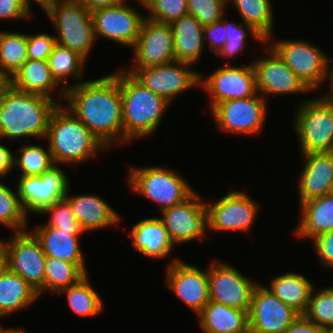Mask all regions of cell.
<instances>
[{
  "label": "cell",
  "instance_id": "obj_57",
  "mask_svg": "<svg viewBox=\"0 0 333 333\" xmlns=\"http://www.w3.org/2000/svg\"><path fill=\"white\" fill-rule=\"evenodd\" d=\"M138 1V4H141V7H145L144 4L148 1V0H136Z\"/></svg>",
  "mask_w": 333,
  "mask_h": 333
},
{
  "label": "cell",
  "instance_id": "obj_38",
  "mask_svg": "<svg viewBox=\"0 0 333 333\" xmlns=\"http://www.w3.org/2000/svg\"><path fill=\"white\" fill-rule=\"evenodd\" d=\"M0 180V224L14 232L27 230L29 216L20 204L17 191H12L3 179Z\"/></svg>",
  "mask_w": 333,
  "mask_h": 333
},
{
  "label": "cell",
  "instance_id": "obj_27",
  "mask_svg": "<svg viewBox=\"0 0 333 333\" xmlns=\"http://www.w3.org/2000/svg\"><path fill=\"white\" fill-rule=\"evenodd\" d=\"M197 318L203 333H249V317L246 310L209 301Z\"/></svg>",
  "mask_w": 333,
  "mask_h": 333
},
{
  "label": "cell",
  "instance_id": "obj_33",
  "mask_svg": "<svg viewBox=\"0 0 333 333\" xmlns=\"http://www.w3.org/2000/svg\"><path fill=\"white\" fill-rule=\"evenodd\" d=\"M44 287L38 292L39 297L44 291L58 293L76 284L88 274L86 264H73L61 259L46 257Z\"/></svg>",
  "mask_w": 333,
  "mask_h": 333
},
{
  "label": "cell",
  "instance_id": "obj_40",
  "mask_svg": "<svg viewBox=\"0 0 333 333\" xmlns=\"http://www.w3.org/2000/svg\"><path fill=\"white\" fill-rule=\"evenodd\" d=\"M245 24V27L243 26ZM251 34L250 37L260 44H266V41L254 30L249 24L246 23H235L234 21H228L225 19V35L226 40L223 47L217 52V56L222 57L223 59H230L238 55L245 49V46L248 44L246 41V36ZM247 43V44H246Z\"/></svg>",
  "mask_w": 333,
  "mask_h": 333
},
{
  "label": "cell",
  "instance_id": "obj_50",
  "mask_svg": "<svg viewBox=\"0 0 333 333\" xmlns=\"http://www.w3.org/2000/svg\"><path fill=\"white\" fill-rule=\"evenodd\" d=\"M81 3L90 13L102 8H108L117 5L122 0H77Z\"/></svg>",
  "mask_w": 333,
  "mask_h": 333
},
{
  "label": "cell",
  "instance_id": "obj_24",
  "mask_svg": "<svg viewBox=\"0 0 333 333\" xmlns=\"http://www.w3.org/2000/svg\"><path fill=\"white\" fill-rule=\"evenodd\" d=\"M128 235L135 251L147 258H167L175 248L163 222L157 216L141 219L132 225Z\"/></svg>",
  "mask_w": 333,
  "mask_h": 333
},
{
  "label": "cell",
  "instance_id": "obj_14",
  "mask_svg": "<svg viewBox=\"0 0 333 333\" xmlns=\"http://www.w3.org/2000/svg\"><path fill=\"white\" fill-rule=\"evenodd\" d=\"M210 301L249 313L258 283L229 263L213 260L208 267ZM252 280V281H251Z\"/></svg>",
  "mask_w": 333,
  "mask_h": 333
},
{
  "label": "cell",
  "instance_id": "obj_4",
  "mask_svg": "<svg viewBox=\"0 0 333 333\" xmlns=\"http://www.w3.org/2000/svg\"><path fill=\"white\" fill-rule=\"evenodd\" d=\"M46 139L55 165L75 166L108 150L64 104L52 112Z\"/></svg>",
  "mask_w": 333,
  "mask_h": 333
},
{
  "label": "cell",
  "instance_id": "obj_30",
  "mask_svg": "<svg viewBox=\"0 0 333 333\" xmlns=\"http://www.w3.org/2000/svg\"><path fill=\"white\" fill-rule=\"evenodd\" d=\"M269 286V287H268ZM268 288L279 300L293 308L300 315L307 309L313 290V283L298 273H285L271 278Z\"/></svg>",
  "mask_w": 333,
  "mask_h": 333
},
{
  "label": "cell",
  "instance_id": "obj_3",
  "mask_svg": "<svg viewBox=\"0 0 333 333\" xmlns=\"http://www.w3.org/2000/svg\"><path fill=\"white\" fill-rule=\"evenodd\" d=\"M113 75L119 81L121 89L123 144L146 138L156 132L171 104L145 88L123 68L114 71Z\"/></svg>",
  "mask_w": 333,
  "mask_h": 333
},
{
  "label": "cell",
  "instance_id": "obj_49",
  "mask_svg": "<svg viewBox=\"0 0 333 333\" xmlns=\"http://www.w3.org/2000/svg\"><path fill=\"white\" fill-rule=\"evenodd\" d=\"M13 168H15L13 152L0 143V178L3 179Z\"/></svg>",
  "mask_w": 333,
  "mask_h": 333
},
{
  "label": "cell",
  "instance_id": "obj_39",
  "mask_svg": "<svg viewBox=\"0 0 333 333\" xmlns=\"http://www.w3.org/2000/svg\"><path fill=\"white\" fill-rule=\"evenodd\" d=\"M303 316L321 328H333V286L313 288Z\"/></svg>",
  "mask_w": 333,
  "mask_h": 333
},
{
  "label": "cell",
  "instance_id": "obj_15",
  "mask_svg": "<svg viewBox=\"0 0 333 333\" xmlns=\"http://www.w3.org/2000/svg\"><path fill=\"white\" fill-rule=\"evenodd\" d=\"M13 233L6 241L7 269L39 292L44 287L46 261L41 243L29 230Z\"/></svg>",
  "mask_w": 333,
  "mask_h": 333
},
{
  "label": "cell",
  "instance_id": "obj_22",
  "mask_svg": "<svg viewBox=\"0 0 333 333\" xmlns=\"http://www.w3.org/2000/svg\"><path fill=\"white\" fill-rule=\"evenodd\" d=\"M301 155L304 164L297 183L299 206L333 192V152Z\"/></svg>",
  "mask_w": 333,
  "mask_h": 333
},
{
  "label": "cell",
  "instance_id": "obj_12",
  "mask_svg": "<svg viewBox=\"0 0 333 333\" xmlns=\"http://www.w3.org/2000/svg\"><path fill=\"white\" fill-rule=\"evenodd\" d=\"M206 202L208 231L245 232L251 230L260 212L259 204L244 191L229 190L225 196Z\"/></svg>",
  "mask_w": 333,
  "mask_h": 333
},
{
  "label": "cell",
  "instance_id": "obj_55",
  "mask_svg": "<svg viewBox=\"0 0 333 333\" xmlns=\"http://www.w3.org/2000/svg\"><path fill=\"white\" fill-rule=\"evenodd\" d=\"M7 333H28L26 332V330L24 329V327H21V328H16V329H13V328H7Z\"/></svg>",
  "mask_w": 333,
  "mask_h": 333
},
{
  "label": "cell",
  "instance_id": "obj_25",
  "mask_svg": "<svg viewBox=\"0 0 333 333\" xmlns=\"http://www.w3.org/2000/svg\"><path fill=\"white\" fill-rule=\"evenodd\" d=\"M10 84L19 91L39 94L51 99H54L52 94L57 89L59 97L65 100L66 90L54 79L47 60L28 59L10 78Z\"/></svg>",
  "mask_w": 333,
  "mask_h": 333
},
{
  "label": "cell",
  "instance_id": "obj_35",
  "mask_svg": "<svg viewBox=\"0 0 333 333\" xmlns=\"http://www.w3.org/2000/svg\"><path fill=\"white\" fill-rule=\"evenodd\" d=\"M88 274L76 284L60 291L66 294L70 310L80 317H94L104 310V304L99 293L93 288Z\"/></svg>",
  "mask_w": 333,
  "mask_h": 333
},
{
  "label": "cell",
  "instance_id": "obj_17",
  "mask_svg": "<svg viewBox=\"0 0 333 333\" xmlns=\"http://www.w3.org/2000/svg\"><path fill=\"white\" fill-rule=\"evenodd\" d=\"M166 267L167 287L197 316L210 301L208 268L204 271L178 257Z\"/></svg>",
  "mask_w": 333,
  "mask_h": 333
},
{
  "label": "cell",
  "instance_id": "obj_26",
  "mask_svg": "<svg viewBox=\"0 0 333 333\" xmlns=\"http://www.w3.org/2000/svg\"><path fill=\"white\" fill-rule=\"evenodd\" d=\"M32 233L40 241L46 257L61 259L73 264H85L79 237L83 231H62L50 227H35Z\"/></svg>",
  "mask_w": 333,
  "mask_h": 333
},
{
  "label": "cell",
  "instance_id": "obj_11",
  "mask_svg": "<svg viewBox=\"0 0 333 333\" xmlns=\"http://www.w3.org/2000/svg\"><path fill=\"white\" fill-rule=\"evenodd\" d=\"M204 77L200 73V88L209 94V109L227 100L242 99L258 94L256 73L250 64L231 65L228 61Z\"/></svg>",
  "mask_w": 333,
  "mask_h": 333
},
{
  "label": "cell",
  "instance_id": "obj_36",
  "mask_svg": "<svg viewBox=\"0 0 333 333\" xmlns=\"http://www.w3.org/2000/svg\"><path fill=\"white\" fill-rule=\"evenodd\" d=\"M28 34L0 30V70L10 79L28 60Z\"/></svg>",
  "mask_w": 333,
  "mask_h": 333
},
{
  "label": "cell",
  "instance_id": "obj_53",
  "mask_svg": "<svg viewBox=\"0 0 333 333\" xmlns=\"http://www.w3.org/2000/svg\"><path fill=\"white\" fill-rule=\"evenodd\" d=\"M7 270L6 248L0 253V275Z\"/></svg>",
  "mask_w": 333,
  "mask_h": 333
},
{
  "label": "cell",
  "instance_id": "obj_44",
  "mask_svg": "<svg viewBox=\"0 0 333 333\" xmlns=\"http://www.w3.org/2000/svg\"><path fill=\"white\" fill-rule=\"evenodd\" d=\"M56 44L55 36L48 33L35 35L28 34V59L29 60H48L53 47Z\"/></svg>",
  "mask_w": 333,
  "mask_h": 333
},
{
  "label": "cell",
  "instance_id": "obj_21",
  "mask_svg": "<svg viewBox=\"0 0 333 333\" xmlns=\"http://www.w3.org/2000/svg\"><path fill=\"white\" fill-rule=\"evenodd\" d=\"M299 316L297 311L258 282L248 313L249 333H283Z\"/></svg>",
  "mask_w": 333,
  "mask_h": 333
},
{
  "label": "cell",
  "instance_id": "obj_13",
  "mask_svg": "<svg viewBox=\"0 0 333 333\" xmlns=\"http://www.w3.org/2000/svg\"><path fill=\"white\" fill-rule=\"evenodd\" d=\"M160 213V220L174 246L198 239L202 241L208 234L206 202L195 191L181 203Z\"/></svg>",
  "mask_w": 333,
  "mask_h": 333
},
{
  "label": "cell",
  "instance_id": "obj_5",
  "mask_svg": "<svg viewBox=\"0 0 333 333\" xmlns=\"http://www.w3.org/2000/svg\"><path fill=\"white\" fill-rule=\"evenodd\" d=\"M127 175L129 190L155 202L160 212L181 203L195 191L179 172L165 166H130Z\"/></svg>",
  "mask_w": 333,
  "mask_h": 333
},
{
  "label": "cell",
  "instance_id": "obj_41",
  "mask_svg": "<svg viewBox=\"0 0 333 333\" xmlns=\"http://www.w3.org/2000/svg\"><path fill=\"white\" fill-rule=\"evenodd\" d=\"M144 8L149 11L147 19L171 24L188 14V0H148Z\"/></svg>",
  "mask_w": 333,
  "mask_h": 333
},
{
  "label": "cell",
  "instance_id": "obj_10",
  "mask_svg": "<svg viewBox=\"0 0 333 333\" xmlns=\"http://www.w3.org/2000/svg\"><path fill=\"white\" fill-rule=\"evenodd\" d=\"M193 64L175 61L166 65L124 69L145 88L165 99L171 105L175 97L190 89L200 88V73ZM191 68V69H190Z\"/></svg>",
  "mask_w": 333,
  "mask_h": 333
},
{
  "label": "cell",
  "instance_id": "obj_46",
  "mask_svg": "<svg viewBox=\"0 0 333 333\" xmlns=\"http://www.w3.org/2000/svg\"><path fill=\"white\" fill-rule=\"evenodd\" d=\"M225 40V16L213 24L204 26L205 46L207 45L206 42L208 41V50L213 52L215 55L223 47Z\"/></svg>",
  "mask_w": 333,
  "mask_h": 333
},
{
  "label": "cell",
  "instance_id": "obj_20",
  "mask_svg": "<svg viewBox=\"0 0 333 333\" xmlns=\"http://www.w3.org/2000/svg\"><path fill=\"white\" fill-rule=\"evenodd\" d=\"M267 56L251 61L255 73L257 91L265 99L272 96H284L312 92L302 80L285 64L280 56L266 43ZM269 53V54H268Z\"/></svg>",
  "mask_w": 333,
  "mask_h": 333
},
{
  "label": "cell",
  "instance_id": "obj_42",
  "mask_svg": "<svg viewBox=\"0 0 333 333\" xmlns=\"http://www.w3.org/2000/svg\"><path fill=\"white\" fill-rule=\"evenodd\" d=\"M38 215H50V219L45 224L36 225V227H50L62 231H82L71 205L65 198L47 206Z\"/></svg>",
  "mask_w": 333,
  "mask_h": 333
},
{
  "label": "cell",
  "instance_id": "obj_9",
  "mask_svg": "<svg viewBox=\"0 0 333 333\" xmlns=\"http://www.w3.org/2000/svg\"><path fill=\"white\" fill-rule=\"evenodd\" d=\"M266 100L258 93L247 98L224 101L210 111L217 128L227 135L258 136L266 124Z\"/></svg>",
  "mask_w": 333,
  "mask_h": 333
},
{
  "label": "cell",
  "instance_id": "obj_8",
  "mask_svg": "<svg viewBox=\"0 0 333 333\" xmlns=\"http://www.w3.org/2000/svg\"><path fill=\"white\" fill-rule=\"evenodd\" d=\"M273 40L274 35L266 43L312 92L327 81L329 56L323 49L302 39Z\"/></svg>",
  "mask_w": 333,
  "mask_h": 333
},
{
  "label": "cell",
  "instance_id": "obj_19",
  "mask_svg": "<svg viewBox=\"0 0 333 333\" xmlns=\"http://www.w3.org/2000/svg\"><path fill=\"white\" fill-rule=\"evenodd\" d=\"M170 24L143 19L139 36L132 47L131 68L166 65L176 61Z\"/></svg>",
  "mask_w": 333,
  "mask_h": 333
},
{
  "label": "cell",
  "instance_id": "obj_16",
  "mask_svg": "<svg viewBox=\"0 0 333 333\" xmlns=\"http://www.w3.org/2000/svg\"><path fill=\"white\" fill-rule=\"evenodd\" d=\"M59 165L40 176H20L17 194L25 213L39 214L44 208L60 201L70 187L69 177Z\"/></svg>",
  "mask_w": 333,
  "mask_h": 333
},
{
  "label": "cell",
  "instance_id": "obj_43",
  "mask_svg": "<svg viewBox=\"0 0 333 333\" xmlns=\"http://www.w3.org/2000/svg\"><path fill=\"white\" fill-rule=\"evenodd\" d=\"M227 6V7H226ZM188 14L203 25H210L224 17L227 0H188Z\"/></svg>",
  "mask_w": 333,
  "mask_h": 333
},
{
  "label": "cell",
  "instance_id": "obj_51",
  "mask_svg": "<svg viewBox=\"0 0 333 333\" xmlns=\"http://www.w3.org/2000/svg\"><path fill=\"white\" fill-rule=\"evenodd\" d=\"M58 1L59 0H22L25 9L30 13V15L32 11V3H37V5H39L46 14Z\"/></svg>",
  "mask_w": 333,
  "mask_h": 333
},
{
  "label": "cell",
  "instance_id": "obj_37",
  "mask_svg": "<svg viewBox=\"0 0 333 333\" xmlns=\"http://www.w3.org/2000/svg\"><path fill=\"white\" fill-rule=\"evenodd\" d=\"M19 156L14 155V167L20 169V176H40L55 166L49 148L40 145H23L18 148ZM20 167V168H19Z\"/></svg>",
  "mask_w": 333,
  "mask_h": 333
},
{
  "label": "cell",
  "instance_id": "obj_1",
  "mask_svg": "<svg viewBox=\"0 0 333 333\" xmlns=\"http://www.w3.org/2000/svg\"><path fill=\"white\" fill-rule=\"evenodd\" d=\"M64 102L108 150L123 145L121 89L112 73L69 87Z\"/></svg>",
  "mask_w": 333,
  "mask_h": 333
},
{
  "label": "cell",
  "instance_id": "obj_6",
  "mask_svg": "<svg viewBox=\"0 0 333 333\" xmlns=\"http://www.w3.org/2000/svg\"><path fill=\"white\" fill-rule=\"evenodd\" d=\"M295 111L300 153L333 152V103L321 96L305 99Z\"/></svg>",
  "mask_w": 333,
  "mask_h": 333
},
{
  "label": "cell",
  "instance_id": "obj_48",
  "mask_svg": "<svg viewBox=\"0 0 333 333\" xmlns=\"http://www.w3.org/2000/svg\"><path fill=\"white\" fill-rule=\"evenodd\" d=\"M325 329L300 315L283 333H324Z\"/></svg>",
  "mask_w": 333,
  "mask_h": 333
},
{
  "label": "cell",
  "instance_id": "obj_28",
  "mask_svg": "<svg viewBox=\"0 0 333 333\" xmlns=\"http://www.w3.org/2000/svg\"><path fill=\"white\" fill-rule=\"evenodd\" d=\"M176 61L198 63L205 50L204 26L191 14H186L171 24Z\"/></svg>",
  "mask_w": 333,
  "mask_h": 333
},
{
  "label": "cell",
  "instance_id": "obj_7",
  "mask_svg": "<svg viewBox=\"0 0 333 333\" xmlns=\"http://www.w3.org/2000/svg\"><path fill=\"white\" fill-rule=\"evenodd\" d=\"M45 15L56 31V43L89 59L97 40L91 13L83 5L77 0H59Z\"/></svg>",
  "mask_w": 333,
  "mask_h": 333
},
{
  "label": "cell",
  "instance_id": "obj_18",
  "mask_svg": "<svg viewBox=\"0 0 333 333\" xmlns=\"http://www.w3.org/2000/svg\"><path fill=\"white\" fill-rule=\"evenodd\" d=\"M127 2L122 0L115 6L91 13L95 39L102 36L122 46L135 45L145 15Z\"/></svg>",
  "mask_w": 333,
  "mask_h": 333
},
{
  "label": "cell",
  "instance_id": "obj_56",
  "mask_svg": "<svg viewBox=\"0 0 333 333\" xmlns=\"http://www.w3.org/2000/svg\"><path fill=\"white\" fill-rule=\"evenodd\" d=\"M6 248V241H2L0 238V253Z\"/></svg>",
  "mask_w": 333,
  "mask_h": 333
},
{
  "label": "cell",
  "instance_id": "obj_58",
  "mask_svg": "<svg viewBox=\"0 0 333 333\" xmlns=\"http://www.w3.org/2000/svg\"><path fill=\"white\" fill-rule=\"evenodd\" d=\"M2 317H0L1 319ZM0 333H7V328H3L1 325H0Z\"/></svg>",
  "mask_w": 333,
  "mask_h": 333
},
{
  "label": "cell",
  "instance_id": "obj_23",
  "mask_svg": "<svg viewBox=\"0 0 333 333\" xmlns=\"http://www.w3.org/2000/svg\"><path fill=\"white\" fill-rule=\"evenodd\" d=\"M70 191L69 187L65 199L71 205L74 216L84 233L109 228L120 223L121 215L100 196L92 194L71 196Z\"/></svg>",
  "mask_w": 333,
  "mask_h": 333
},
{
  "label": "cell",
  "instance_id": "obj_32",
  "mask_svg": "<svg viewBox=\"0 0 333 333\" xmlns=\"http://www.w3.org/2000/svg\"><path fill=\"white\" fill-rule=\"evenodd\" d=\"M47 61L54 79L65 90L83 82L82 71L85 69L84 64H86L87 60L79 53L56 43ZM70 76L76 83L70 84L68 82Z\"/></svg>",
  "mask_w": 333,
  "mask_h": 333
},
{
  "label": "cell",
  "instance_id": "obj_52",
  "mask_svg": "<svg viewBox=\"0 0 333 333\" xmlns=\"http://www.w3.org/2000/svg\"><path fill=\"white\" fill-rule=\"evenodd\" d=\"M331 62V63H330ZM332 64V65H331ZM327 82H329V92H326L325 94H321L320 96L330 102V103H333V57L330 58L329 57V61H328V76H327Z\"/></svg>",
  "mask_w": 333,
  "mask_h": 333
},
{
  "label": "cell",
  "instance_id": "obj_34",
  "mask_svg": "<svg viewBox=\"0 0 333 333\" xmlns=\"http://www.w3.org/2000/svg\"><path fill=\"white\" fill-rule=\"evenodd\" d=\"M227 3L228 6L232 3L242 22L249 24L265 41L273 36L274 13L271 0H227Z\"/></svg>",
  "mask_w": 333,
  "mask_h": 333
},
{
  "label": "cell",
  "instance_id": "obj_47",
  "mask_svg": "<svg viewBox=\"0 0 333 333\" xmlns=\"http://www.w3.org/2000/svg\"><path fill=\"white\" fill-rule=\"evenodd\" d=\"M30 13L25 9L22 0H0L1 20H25Z\"/></svg>",
  "mask_w": 333,
  "mask_h": 333
},
{
  "label": "cell",
  "instance_id": "obj_54",
  "mask_svg": "<svg viewBox=\"0 0 333 333\" xmlns=\"http://www.w3.org/2000/svg\"><path fill=\"white\" fill-rule=\"evenodd\" d=\"M10 84V79L0 70V95Z\"/></svg>",
  "mask_w": 333,
  "mask_h": 333
},
{
  "label": "cell",
  "instance_id": "obj_29",
  "mask_svg": "<svg viewBox=\"0 0 333 333\" xmlns=\"http://www.w3.org/2000/svg\"><path fill=\"white\" fill-rule=\"evenodd\" d=\"M299 213L295 233L300 239L311 242L317 236L333 231V193L303 202Z\"/></svg>",
  "mask_w": 333,
  "mask_h": 333
},
{
  "label": "cell",
  "instance_id": "obj_45",
  "mask_svg": "<svg viewBox=\"0 0 333 333\" xmlns=\"http://www.w3.org/2000/svg\"><path fill=\"white\" fill-rule=\"evenodd\" d=\"M312 245L320 264L333 269V231L317 236L312 240Z\"/></svg>",
  "mask_w": 333,
  "mask_h": 333
},
{
  "label": "cell",
  "instance_id": "obj_59",
  "mask_svg": "<svg viewBox=\"0 0 333 333\" xmlns=\"http://www.w3.org/2000/svg\"><path fill=\"white\" fill-rule=\"evenodd\" d=\"M324 333H333V328H326Z\"/></svg>",
  "mask_w": 333,
  "mask_h": 333
},
{
  "label": "cell",
  "instance_id": "obj_31",
  "mask_svg": "<svg viewBox=\"0 0 333 333\" xmlns=\"http://www.w3.org/2000/svg\"><path fill=\"white\" fill-rule=\"evenodd\" d=\"M39 299L38 291L8 269L0 275V317L30 307Z\"/></svg>",
  "mask_w": 333,
  "mask_h": 333
},
{
  "label": "cell",
  "instance_id": "obj_2",
  "mask_svg": "<svg viewBox=\"0 0 333 333\" xmlns=\"http://www.w3.org/2000/svg\"><path fill=\"white\" fill-rule=\"evenodd\" d=\"M58 105L61 101L22 92L9 84L0 95V140L46 139L50 116Z\"/></svg>",
  "mask_w": 333,
  "mask_h": 333
}]
</instances>
